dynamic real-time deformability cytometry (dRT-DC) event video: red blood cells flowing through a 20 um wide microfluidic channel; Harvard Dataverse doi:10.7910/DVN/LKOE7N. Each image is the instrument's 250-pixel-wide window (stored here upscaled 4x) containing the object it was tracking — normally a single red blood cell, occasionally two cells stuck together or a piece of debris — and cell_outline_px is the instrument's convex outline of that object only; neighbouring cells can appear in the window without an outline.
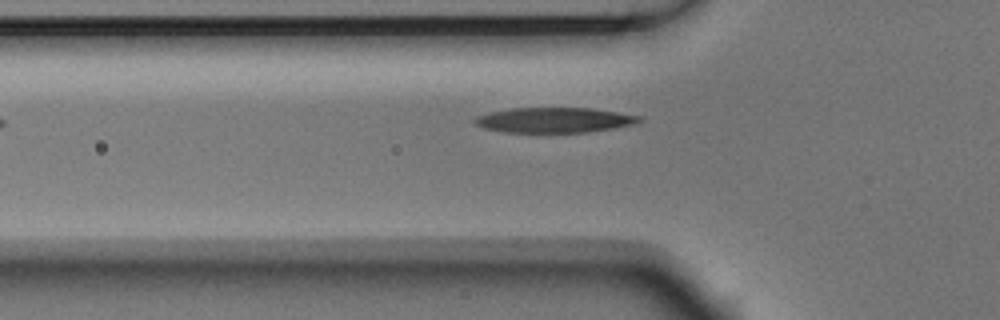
{"species": "Egyptian fruit bat (a non-hibernating species)", "species_latin": "Rousettus aegyptiacus", "temperature_condition": "room temperature", "stored_images_in_passage": 4, "camera_frame_rate_fps": 3000, "um_per_image_px": 0.085, "animal": {"sex": "male"}, "frame": {"image": 1, "passage_image": 4, "time_ms": 1.0, "image_size_px": [1000, 320], "cell_outline_px": [[644, 120], [636, 124], [616, 128], [588, 132], [504, 132], [484, 128], [476, 124], [472, 120], [476, 116], [492, 112], [512, 108], [592, 108], [644, 116]], "centroid_in_image_um": [47.2, 10.2], "position_along_channel_um": 78.6, "area_um2": 24.28}}